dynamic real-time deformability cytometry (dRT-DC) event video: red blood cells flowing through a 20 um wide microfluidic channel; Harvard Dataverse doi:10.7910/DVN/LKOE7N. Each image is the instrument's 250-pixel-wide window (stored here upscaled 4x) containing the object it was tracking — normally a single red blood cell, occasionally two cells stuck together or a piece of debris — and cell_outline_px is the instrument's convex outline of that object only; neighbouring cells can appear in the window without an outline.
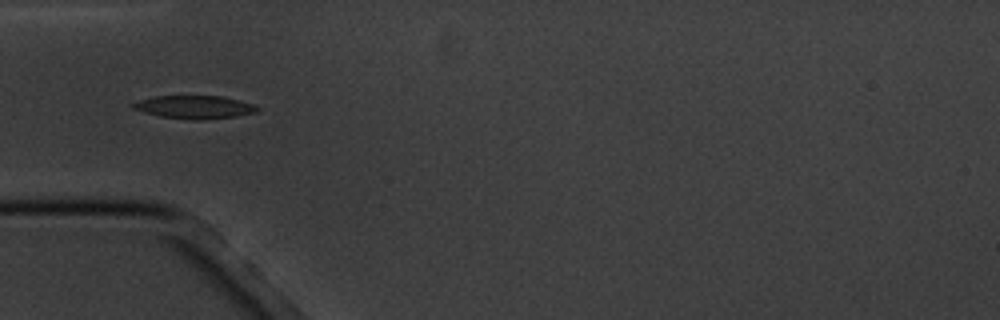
{"species": "common noctule bat (a hibernating species)", "species_latin": "Nyctalus noctula", "temperature_condition": "cold", "stored_images_in_passage": 9, "camera_frame_rate_fps": 3000, "um_per_image_px": 0.085, "animal": {"sex": "male", "body_mass_g": 20.1, "forearm_length_mm": 53.5}, "frame": {"image": 1, "passage_image": 6, "time_ms": 5.667, "image_size_px": [1000, 320], "cell_outline_px": [[260, 108], [256, 112], [236, 116], [200, 120], [196, 120], [160, 116], [144, 112], [132, 108], [128, 104], [136, 100], [156, 96], [220, 96], [240, 100], [256, 104]], "centroid_in_image_um": [16.51, 9.09], "position_along_channel_um": 68.5, "area_um2": 16.82}}
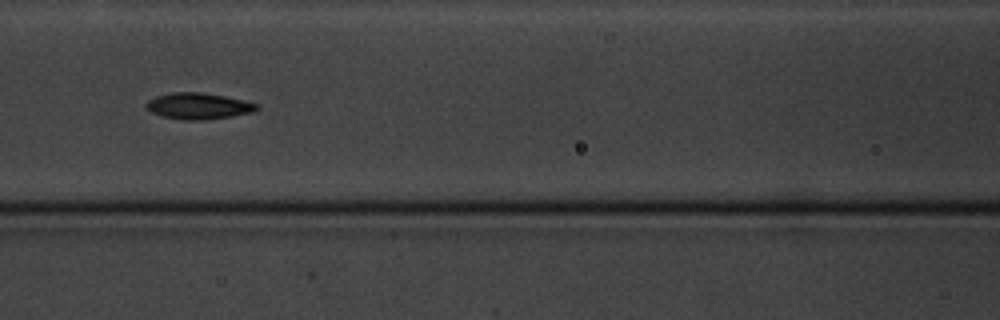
{"frame": {"image": 2, "passage_image": 8, "time_ms": 8.0, "image_size_px": [1000, 320], "cell_outline_px": [[260, 108], [252, 112], [232, 116], [204, 120], [184, 120], [160, 116], [152, 112], [144, 104], [148, 100], [156, 96], [172, 92], [200, 92], [224, 96], [244, 100], [260, 104]], "centroid_in_image_um": [16.88, 9.01], "position_along_channel_um": 149.7, "area_um2": 16.99}}
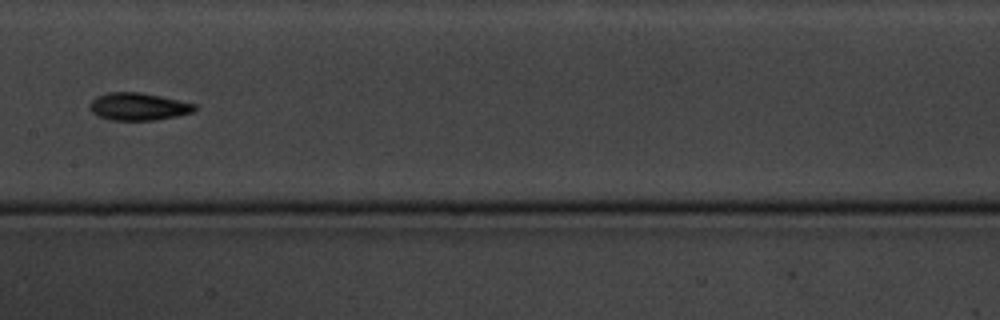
{"frame": {"image": 3, "passage_image": 9, "time_ms": 9.333, "image_size_px": [1000, 320], "cell_outline_px": [[196, 112], [156, 120], [112, 120], [100, 116], [92, 112], [88, 108], [88, 104], [96, 96], [108, 92], [140, 92], [160, 96], [196, 104]], "centroid_in_image_um": [11.75, 9.05], "position_along_channel_um": 195.6, "area_um2": 16.88}}